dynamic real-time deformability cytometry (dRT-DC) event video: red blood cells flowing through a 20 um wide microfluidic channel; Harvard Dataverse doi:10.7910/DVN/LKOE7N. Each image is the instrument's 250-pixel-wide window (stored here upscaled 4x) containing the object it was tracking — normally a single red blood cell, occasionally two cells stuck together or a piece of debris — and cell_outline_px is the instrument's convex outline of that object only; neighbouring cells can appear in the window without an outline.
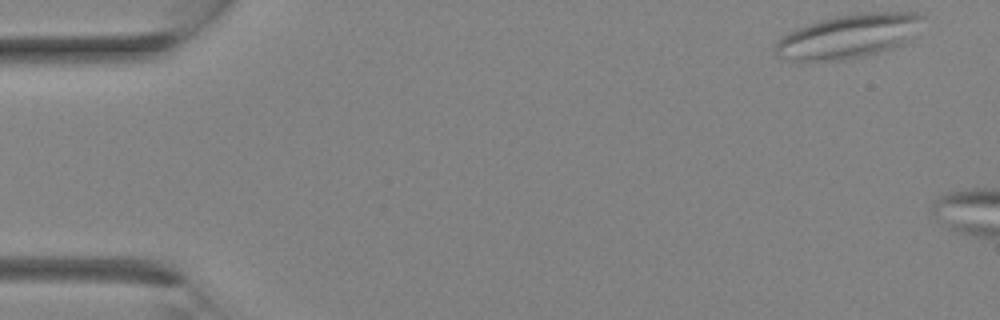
{"species": "Egyptian fruit bat (a non-hibernating species)", "species_latin": "Rousettus aegyptiacus", "temperature_condition": "room temperature", "stored_images_in_passage": 4, "camera_frame_rate_fps": 3000, "um_per_image_px": 0.085, "animal": {"sex": "female"}, "frame": {"image": 1, "passage_image": 1, "time_ms": 0.0, "image_size_px": [1000, 320], "cell_outline_px": [[924, 16], [916, 36], [892, 48], [844, 60], [792, 60], [776, 56], [776, 44], [788, 32], [796, 28], [820, 20], [836, 16], [860, 12], [924, 12]], "centroid_in_image_um": [72.19, 3.05], "position_along_channel_um": 12.8, "area_um2": 37.51}}